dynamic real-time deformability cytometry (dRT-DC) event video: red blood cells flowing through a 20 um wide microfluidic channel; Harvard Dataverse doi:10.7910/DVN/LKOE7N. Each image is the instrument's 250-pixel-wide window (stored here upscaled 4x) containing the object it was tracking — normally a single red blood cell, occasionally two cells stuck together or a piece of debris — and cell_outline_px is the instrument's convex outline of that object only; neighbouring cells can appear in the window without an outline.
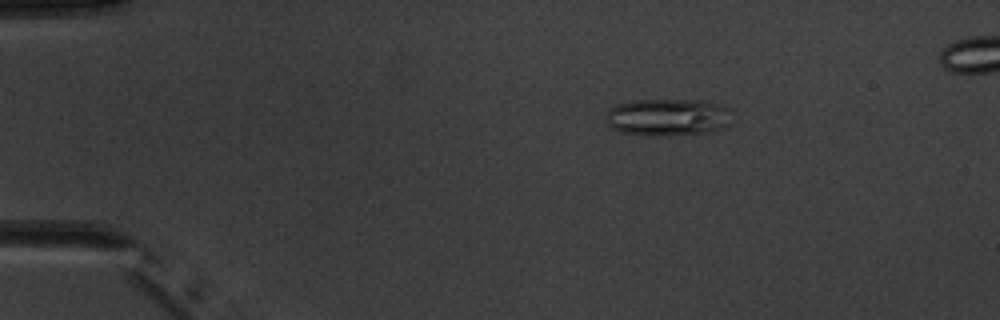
{"species": "common noctule bat (a hibernating species)", "species_latin": "Nyctalus noctula", "temperature_condition": "warm", "stored_images_in_passage": 8, "camera_frame_rate_fps": 3000, "um_per_image_px": 0.085, "animal": {"sex": "male", "body_mass_g": 20.1, "forearm_length_mm": 53.5}, "frame": {"image": 1, "passage_image": 3, "time_ms": 2.0, "image_size_px": [1000, 320], "cell_outline_px": [[732, 124], [724, 128], [708, 132], [660, 136], [652, 136], [624, 132], [612, 128], [608, 124], [608, 108], [616, 104], [632, 100], [700, 100], [732, 108]], "centroid_in_image_um": [56.83, 9.95], "position_along_channel_um": 28.2, "area_um2": 27.57}}
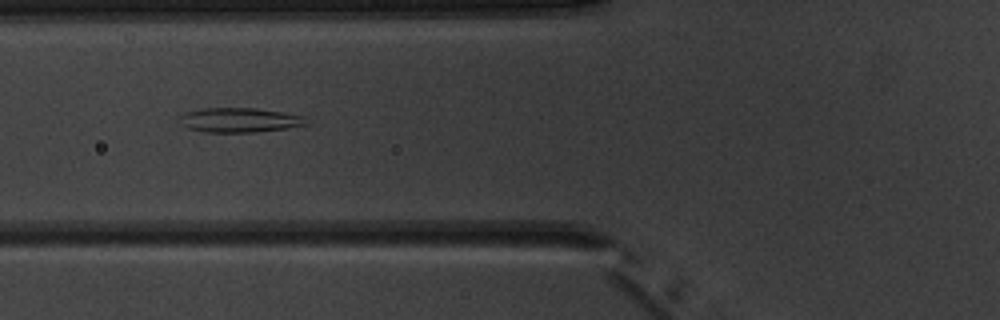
{"frame": {"image": 2, "passage_image": 6, "time_ms": 5.667, "image_size_px": [1000, 320], "cell_outline_px": [[308, 124], [288, 128], [252, 132], [204, 132], [188, 128], [180, 124], [180, 116], [184, 112], [204, 108], [256, 108], [284, 112], [308, 116]], "centroid_in_image_um": [20.4, 10.2], "position_along_channel_um": 105.4, "area_um2": 18.32}}
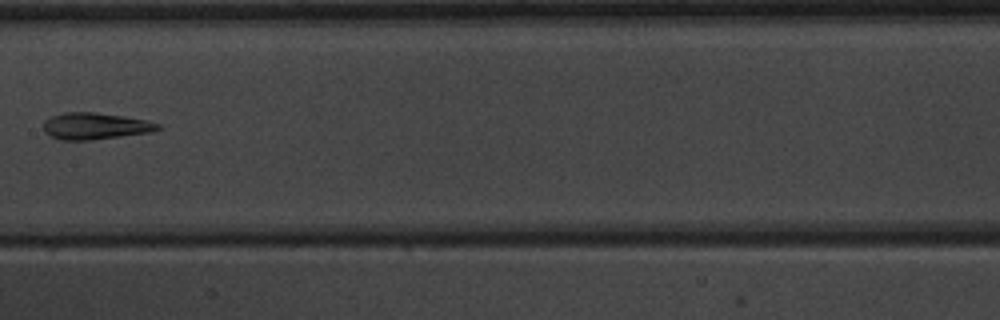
{"frame": {"image": 3, "passage_image": 8, "time_ms": 8.0, "image_size_px": [1000, 320], "cell_outline_px": [[164, 128], [152, 132], [92, 140], [60, 140], [48, 136], [44, 132], [44, 120], [52, 116], [64, 112], [96, 112], [124, 116], [148, 120], [160, 124]], "centroid_in_image_um": [8.11, 10.72], "position_along_channel_um": 199.3, "area_um2": 18.09}}